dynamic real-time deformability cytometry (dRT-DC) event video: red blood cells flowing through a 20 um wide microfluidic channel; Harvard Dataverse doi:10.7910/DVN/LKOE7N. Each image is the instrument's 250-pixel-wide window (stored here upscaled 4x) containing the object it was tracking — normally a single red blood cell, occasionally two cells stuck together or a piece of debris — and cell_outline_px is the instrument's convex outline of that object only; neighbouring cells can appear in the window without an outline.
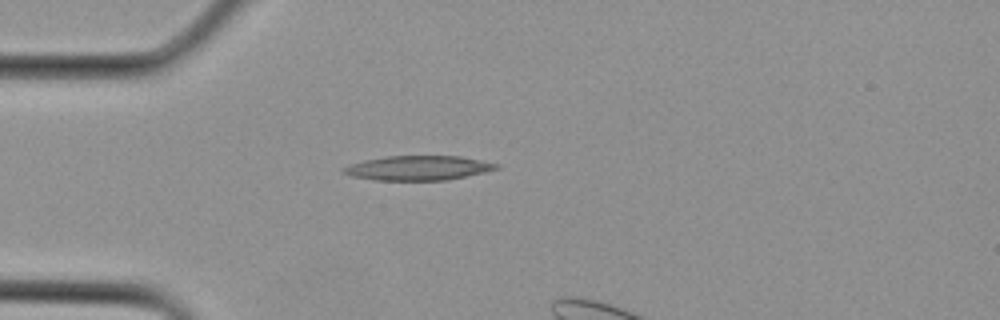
{"species": "Egyptian fruit bat (a non-hibernating species)", "species_latin": "Rousettus aegyptiacus", "temperature_condition": "cold", "stored_images_in_passage": 4, "camera_frame_rate_fps": 3000, "um_per_image_px": 0.085, "animal": {"sex": "female"}, "frame": {"image": 1, "passage_image": 1, "time_ms": 0.0, "image_size_px": [1000, 320], "cell_outline_px": [[500, 168], [484, 172], [444, 180], [376, 180], [352, 176], [340, 172], [340, 168], [364, 160], [384, 156], [460, 156], [500, 164]], "centroid_in_image_um": [35.51, 14.27], "position_along_channel_um": 49.5, "area_um2": 21.73}}
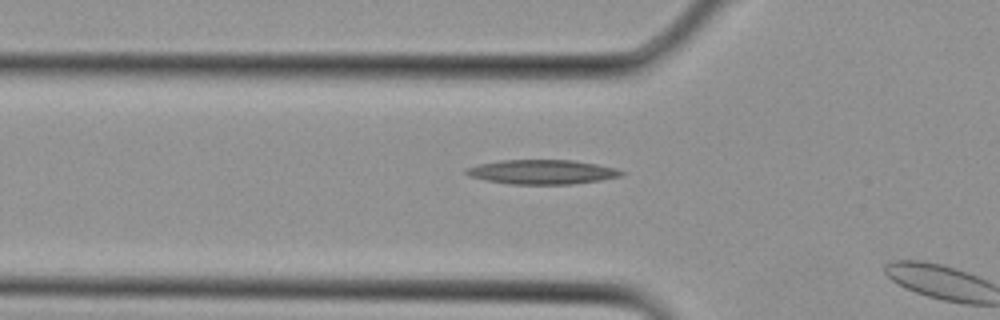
{"frame": {"image": 2, "passage_image": 3, "time_ms": 0.667, "image_size_px": [1000, 320], "cell_outline_px": [[624, 176], [600, 180], [572, 184], [512, 184], [484, 180], [468, 176], [464, 172], [464, 168], [480, 164], [500, 160], [572, 160], [596, 164], [616, 168], [624, 172]], "centroid_in_image_um": [46.06, 14.61], "position_along_channel_um": 79.7, "area_um2": 22.14}}